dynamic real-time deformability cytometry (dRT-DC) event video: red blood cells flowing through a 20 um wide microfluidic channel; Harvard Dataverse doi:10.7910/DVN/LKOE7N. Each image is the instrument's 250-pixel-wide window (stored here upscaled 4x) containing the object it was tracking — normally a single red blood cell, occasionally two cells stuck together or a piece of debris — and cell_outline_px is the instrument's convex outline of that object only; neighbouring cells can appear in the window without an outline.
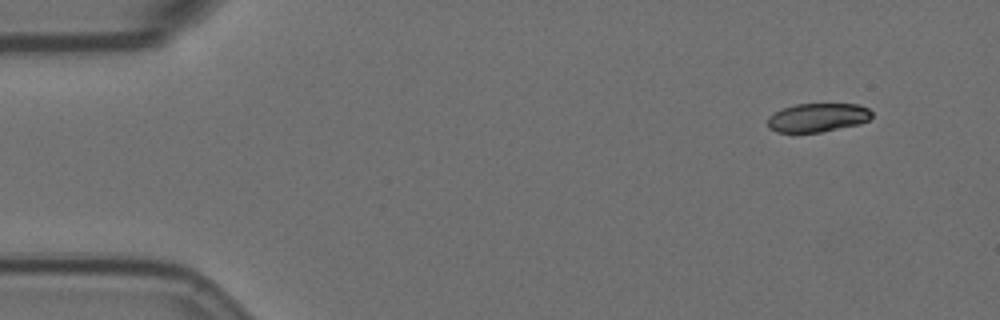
{"species": "Egyptian fruit bat (a non-hibernating species)", "species_latin": "Rousettus aegyptiacus", "temperature_condition": "room temperature", "stored_images_in_passage": 47, "camera_frame_rate_fps": 3000, "um_per_image_px": 0.085, "animal": {"sex": "female"}, "frame": {"image": 1, "passage_image": 1, "time_ms": 0.0, "image_size_px": [1000, 320], "cell_outline_px": [[872, 116], [868, 120], [860, 124], [820, 132], [776, 132], [768, 128], [768, 116], [784, 108], [796, 104], [860, 104], [868, 108], [872, 112]], "centroid_in_image_um": [69.52, 9.99], "position_along_channel_um": 15.5, "area_um2": 17.4}}
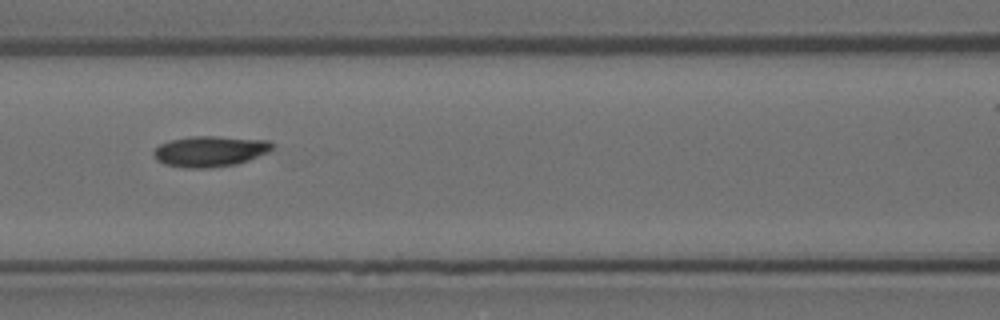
{"frame": {"image": 2, "passage_image": 21, "time_ms": 6.667, "image_size_px": [1000, 320], "cell_outline_px": [[272, 148], [268, 152], [248, 160], [236, 164], [212, 168], [184, 168], [164, 164], [156, 160], [152, 152], [160, 144], [172, 140], [192, 136], [212, 136], [268, 140], [272, 144]], "centroid_in_image_um": [17.82, 12.87], "position_along_channel_um": 148.8, "area_um2": 21.15}}
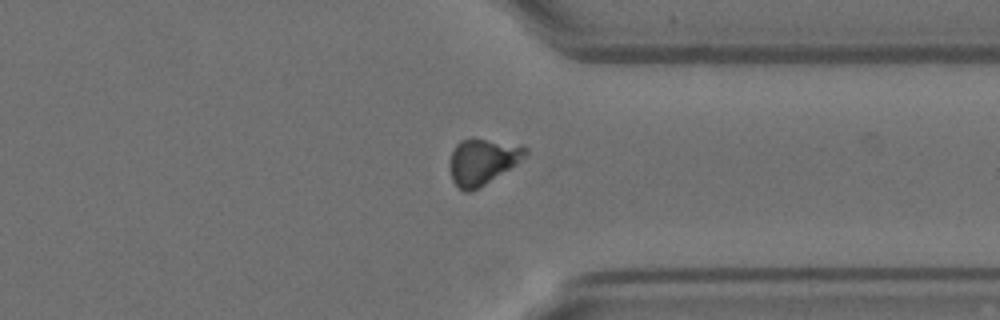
{"frame": {"image": 3, "passage_image": 40, "time_ms": 13.0, "image_size_px": [1000, 320], "cell_outline_px": [[528, 152], [516, 164], [484, 184], [468, 192], [464, 192], [452, 180], [448, 164], [448, 160], [456, 144], [460, 140], [484, 140], [520, 144], [528, 148]], "centroid_in_image_um": [40.98, 13.73], "position_along_channel_um": 370.4, "area_um2": 19.77}}